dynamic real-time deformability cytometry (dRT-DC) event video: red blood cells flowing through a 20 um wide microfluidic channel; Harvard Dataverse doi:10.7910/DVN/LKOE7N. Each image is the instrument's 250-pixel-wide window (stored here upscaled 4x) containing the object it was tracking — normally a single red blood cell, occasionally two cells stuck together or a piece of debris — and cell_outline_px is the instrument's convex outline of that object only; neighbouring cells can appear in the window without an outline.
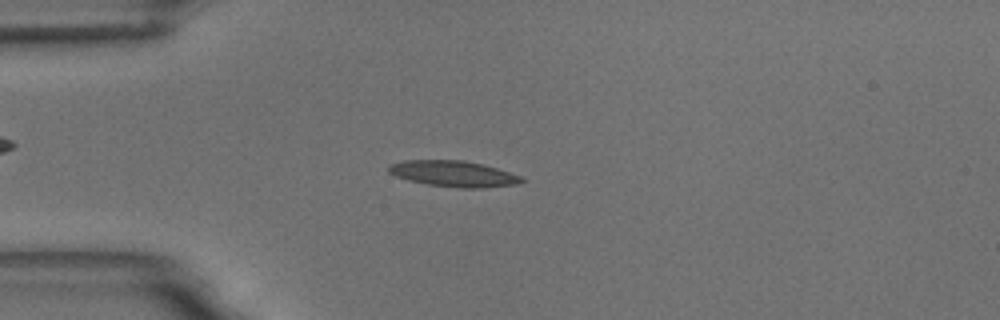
{"species": "common noctule bat (a hibernating species)", "species_latin": "Nyctalus noctula", "temperature_condition": "room temperature", "stored_images_in_passage": 55, "camera_frame_rate_fps": 3000, "um_per_image_px": 0.085, "animal": {"sex": "male", "body_mass_g": 18.8}, "frame": {"image": 1, "passage_image": 14, "time_ms": 4.333, "image_size_px": [1000, 320], "cell_outline_px": [[524, 180], [520, 184], [484, 188], [460, 188], [428, 184], [408, 180], [396, 176], [388, 172], [388, 164], [404, 160], [464, 160], [484, 164], [520, 176]], "centroid_in_image_um": [38.54, 14.76], "position_along_channel_um": 46.5, "area_um2": 20.17}}
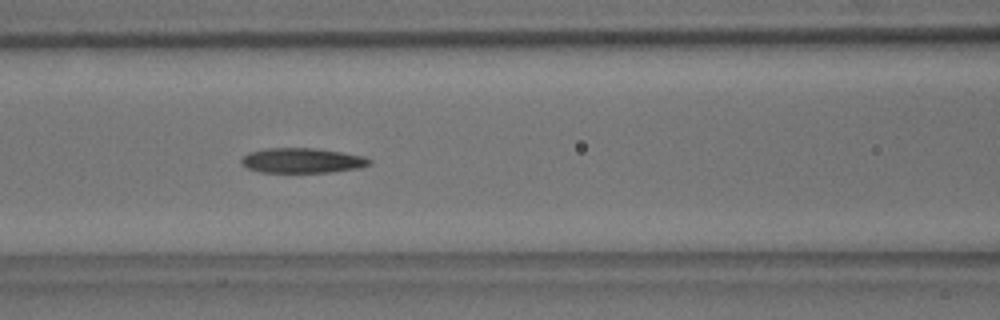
{"frame": {"image": 2, "passage_image": 23, "time_ms": 7.333, "image_size_px": [1000, 320], "cell_outline_px": [[372, 164], [360, 168], [328, 172], [260, 172], [248, 168], [240, 164], [240, 160], [248, 152], [264, 148], [316, 148], [364, 156], [372, 160]], "centroid_in_image_um": [25.68, 13.64], "position_along_channel_um": 140.9, "area_um2": 18.73}}
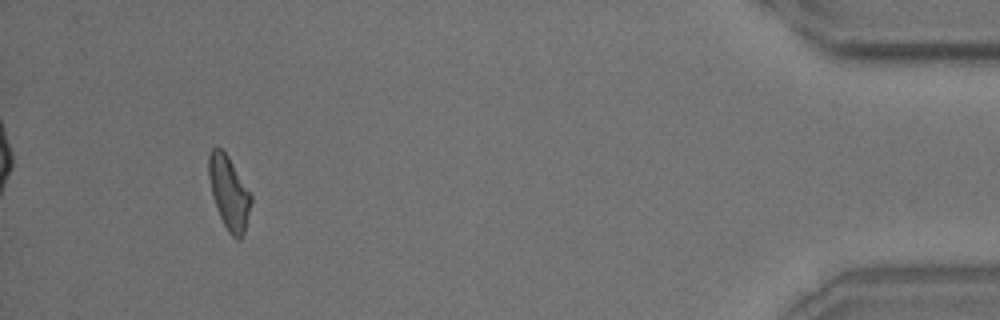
{"frame": {"image": 3, "passage_image": 51, "time_ms": 16.667, "image_size_px": [1000, 320], "cell_outline_px": [[252, 200], [244, 232], [240, 240], [236, 240], [228, 232], [220, 216], [212, 196], [208, 176], [208, 152], [212, 148], [220, 148], [228, 156], [252, 196]], "centroid_in_image_um": [19.45, 16.38], "position_along_channel_um": 415.8, "area_um2": 17.92}, "authors_computed_cell_mechanics": {"area_um2": 18.6694, "velocity_mm_per_s": 3.6606, "shape_relaxation_time_tau1_ms": 10.3968, "shape_relaxation_time_tau2_ms": 8.5963, "deformation_change_tau1": 0.2437, "deformation_change_tau2": 0.172}}